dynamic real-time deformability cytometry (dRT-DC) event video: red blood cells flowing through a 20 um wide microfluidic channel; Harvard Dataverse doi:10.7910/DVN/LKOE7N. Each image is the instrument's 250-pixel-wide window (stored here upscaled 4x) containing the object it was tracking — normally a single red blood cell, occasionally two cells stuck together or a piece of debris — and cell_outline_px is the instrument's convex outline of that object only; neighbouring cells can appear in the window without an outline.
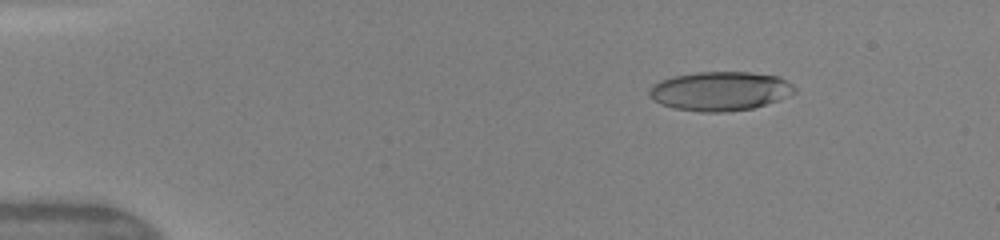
{"species": "human", "species_latin": "Homo sapiens", "temperature_condition": "warm", "stored_images_in_passage": 48, "camera_frame_rate_fps": 3000, "um_per_image_px": 0.085, "donor": {"sex": "female"}, "frame": {"image": 1, "passage_image": 7, "time_ms": 2.0, "image_size_px": [1000, 240], "cell_outline_px": [[796, 92], [776, 100], [752, 108], [728, 112], [700, 112], [676, 108], [660, 104], [648, 92], [652, 84], [660, 80], [672, 76], [696, 72], [752, 72], [780, 76], [792, 84], [796, 88]], "centroid_in_image_um": [61.21, 7.73], "position_along_channel_um": 23.8, "area_um2": 33.06}}
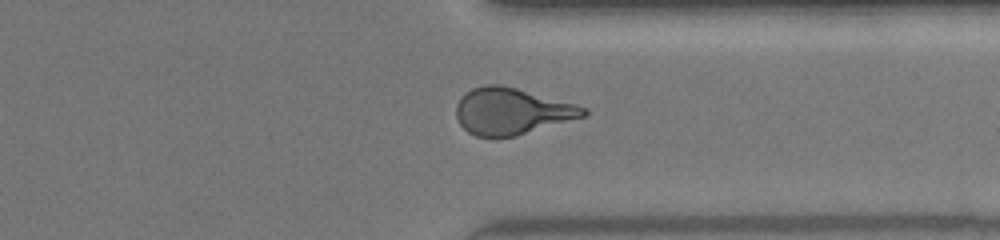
{"frame": {"image": 2, "passage_image": 38, "time_ms": 12.333, "image_size_px": [1000, 240], "cell_outline_px": [[588, 112], [584, 116], [516, 136], [476, 136], [468, 132], [460, 124], [456, 116], [456, 104], [460, 96], [464, 92], [472, 88], [488, 84], [500, 84], [516, 88], [576, 104], [588, 108]], "centroid_in_image_um": [43.46, 9.44], "position_along_channel_um": 367.9, "area_um2": 34.33}}
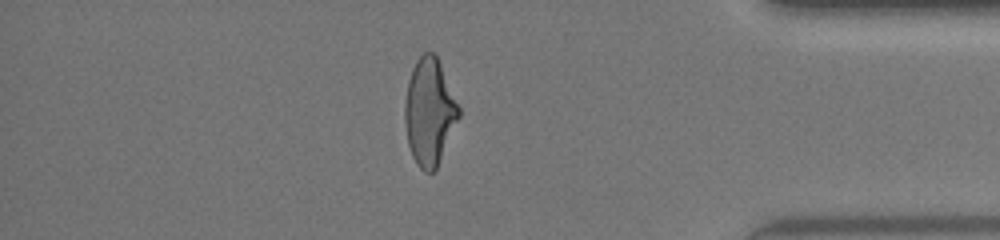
{"frame": {"image": 3, "passage_image": 42, "time_ms": 13.667, "image_size_px": [1000, 240], "cell_outline_px": [[460, 116], [436, 172], [424, 172], [416, 164], [412, 156], [408, 144], [404, 124], [404, 104], [408, 80], [412, 68], [416, 60], [424, 52], [436, 52], [460, 108]], "centroid_in_image_um": [36.5, 9.52], "position_along_channel_um": 398.7, "area_um2": 34.16}, "authors_computed_cell_mechanics": {"area_um2": 33.7263, "velocity_mm_per_s": 4.1909, "shape_relaxation_time_tau1_ms": null, "shape_relaxation_time_tau2_ms": 1.1884, "deformation_change_tau1": null, "deformation_change_tau2": 0.1047}}